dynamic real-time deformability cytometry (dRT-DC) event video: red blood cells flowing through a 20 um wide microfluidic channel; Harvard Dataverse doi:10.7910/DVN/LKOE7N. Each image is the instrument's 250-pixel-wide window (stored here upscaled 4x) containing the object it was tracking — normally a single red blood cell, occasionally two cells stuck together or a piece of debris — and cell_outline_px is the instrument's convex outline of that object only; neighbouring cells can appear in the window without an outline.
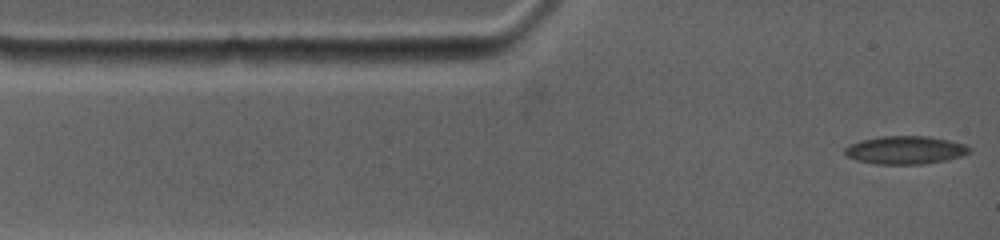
{"species": "common noctule bat (a hibernating species)", "species_latin": "Nyctalus noctula", "temperature_condition": "warm", "stored_images_in_passage": 17, "camera_frame_rate_fps": 4500, "um_per_image_px": 0.085, "animal": {"sex": "female", "body_mass_g": 19.0, "forearm_length_mm": 53.3}, "frame": {"image": 1, "passage_image": 1, "time_ms": 0.0, "image_size_px": [1000, 240], "cell_outline_px": [[972, 148], [968, 152], [960, 156], [944, 160], [920, 164], [876, 164], [856, 160], [848, 156], [844, 152], [844, 148], [848, 144], [860, 140], [884, 136], [928, 136], [948, 140], [964, 144]], "centroid_in_image_um": [76.9, 12.75], "position_along_channel_um": 8.1, "area_um2": 20.23}}
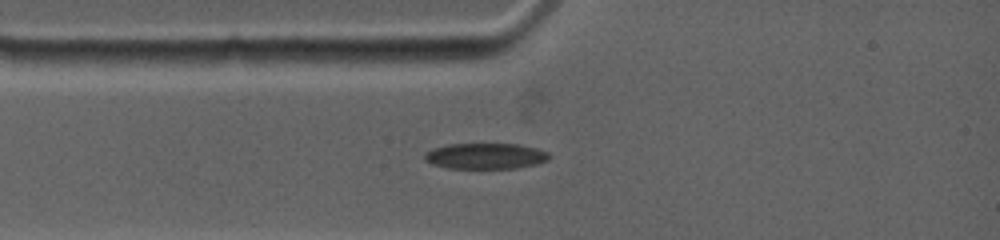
{"frame": {"image": 2, "passage_image": 8, "time_ms": 2.0, "image_size_px": [1000, 240], "cell_outline_px": [[552, 156], [548, 160], [536, 164], [516, 168], [448, 168], [432, 164], [424, 160], [424, 156], [432, 148], [448, 144], [516, 144], [536, 148], [548, 152]], "centroid_in_image_um": [41.28, 13.26], "position_along_channel_um": 43.7, "area_um2": 18.73}}
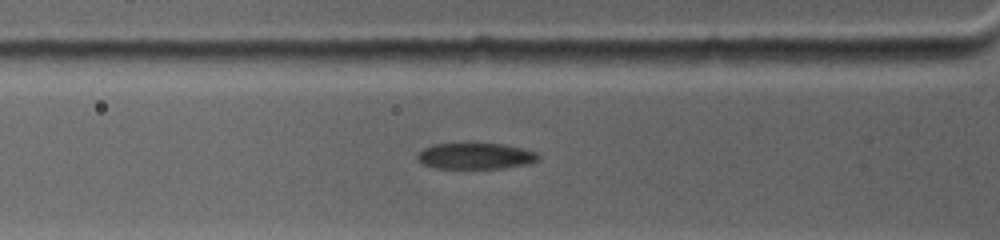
{"frame": {"image": 3, "passage_image": 12, "time_ms": 3.111, "image_size_px": [1000, 240], "cell_outline_px": [[540, 156], [536, 160], [528, 164], [504, 168], [436, 168], [424, 164], [416, 156], [424, 148], [432, 144], [464, 140], [476, 140], [500, 144], [520, 148], [536, 152]], "centroid_in_image_um": [40.38, 13.2], "position_along_channel_um": 85.4, "area_um2": 19.19}}